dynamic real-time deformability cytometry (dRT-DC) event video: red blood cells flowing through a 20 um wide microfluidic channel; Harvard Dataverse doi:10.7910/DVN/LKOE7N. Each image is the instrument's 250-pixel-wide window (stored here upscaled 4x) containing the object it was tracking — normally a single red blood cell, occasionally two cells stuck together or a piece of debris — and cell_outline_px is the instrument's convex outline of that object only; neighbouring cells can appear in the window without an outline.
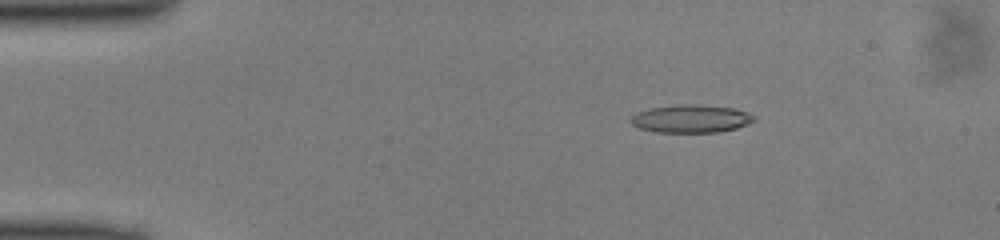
{"species": "common noctule bat (a hibernating species)", "species_latin": "Nyctalus noctula", "temperature_condition": "cold", "stored_images_in_passage": 49, "camera_frame_rate_fps": 3000, "um_per_image_px": 0.085, "animal": {"sex": "male", "body_mass_g": 13.0, "forearm_length_mm": 53.1}, "frame": {"image": 1, "passage_image": 8, "time_ms": 2.333, "image_size_px": [1000, 240], "cell_outline_px": [[756, 120], [748, 124], [736, 128], [720, 132], [656, 132], [640, 128], [632, 124], [628, 120], [636, 112], [648, 108], [680, 104], [696, 104], [732, 108], [748, 112], [756, 116]], "centroid_in_image_um": [58.73, 10.09], "position_along_channel_um": 26.3, "area_um2": 20.23}}
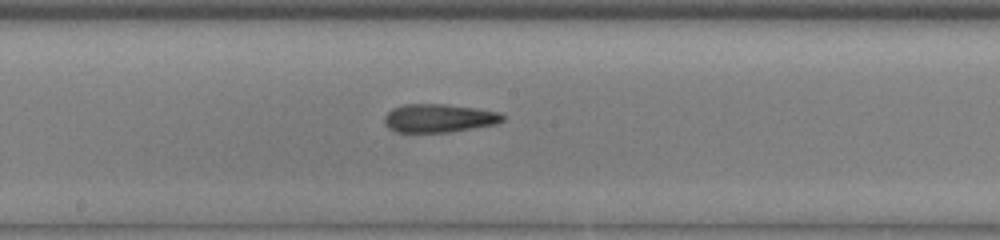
{"frame": {"image": 2, "passage_image": 26, "time_ms": 8.333, "image_size_px": [1000, 240], "cell_outline_px": [[504, 120], [496, 124], [448, 132], [396, 132], [388, 128], [384, 124], [384, 116], [392, 108], [404, 104], [444, 104], [476, 108], [500, 112], [504, 116]], "centroid_in_image_um": [37.28, 10.04], "position_along_channel_um": 210.9, "area_um2": 19.59}}
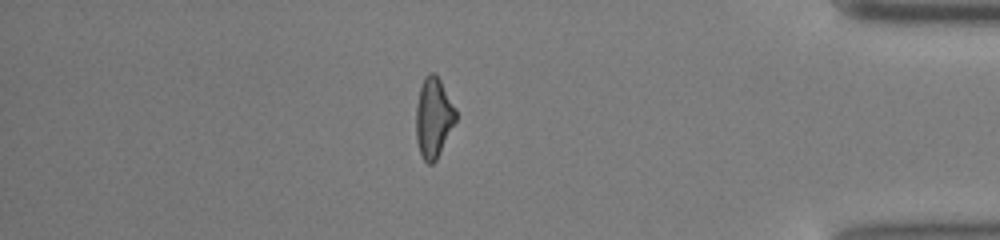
{"frame": {"image": 3, "passage_image": 42, "time_ms": 13.667, "image_size_px": [1000, 240], "cell_outline_px": [[456, 120], [436, 160], [432, 164], [428, 164], [424, 160], [420, 152], [416, 140], [416, 104], [420, 88], [424, 76], [428, 72], [432, 72], [440, 80], [456, 108]], "centroid_in_image_um": [36.84, 9.99], "position_along_channel_um": 398.4, "area_um2": 18.44}}